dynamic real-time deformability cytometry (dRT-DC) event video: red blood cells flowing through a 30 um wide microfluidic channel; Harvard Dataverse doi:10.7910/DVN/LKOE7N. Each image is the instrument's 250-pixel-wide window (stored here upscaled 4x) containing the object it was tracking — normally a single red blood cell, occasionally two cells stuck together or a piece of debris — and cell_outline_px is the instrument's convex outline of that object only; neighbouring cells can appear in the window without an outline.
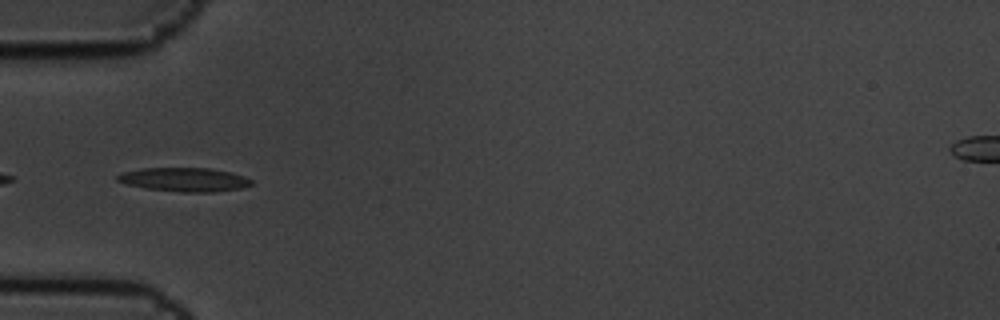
{"species": "common noctule bat (a hibernating species)", "species_latin": "Nyctalus noctula", "temperature_condition": "cold", "stored_images_in_passage": 4, "camera_frame_rate_fps": 3000, "um_per_image_px": 0.085, "animal": {"sex": "male", "body_mass_g": 19.5, "forearm_length_mm": 54.6}, "frame": {"image": 1, "passage_image": 4, "time_ms": 1.0, "image_size_px": [1000, 320], "cell_outline_px": [[252, 184], [240, 188], [212, 192], [184, 192], [148, 188], [128, 184], [116, 180], [116, 176], [120, 172], [140, 168], [208, 168], [232, 172], [244, 176], [252, 180]], "centroid_in_image_um": [15.66, 15.25], "position_along_channel_um": 69.3, "area_um2": 18.5}}